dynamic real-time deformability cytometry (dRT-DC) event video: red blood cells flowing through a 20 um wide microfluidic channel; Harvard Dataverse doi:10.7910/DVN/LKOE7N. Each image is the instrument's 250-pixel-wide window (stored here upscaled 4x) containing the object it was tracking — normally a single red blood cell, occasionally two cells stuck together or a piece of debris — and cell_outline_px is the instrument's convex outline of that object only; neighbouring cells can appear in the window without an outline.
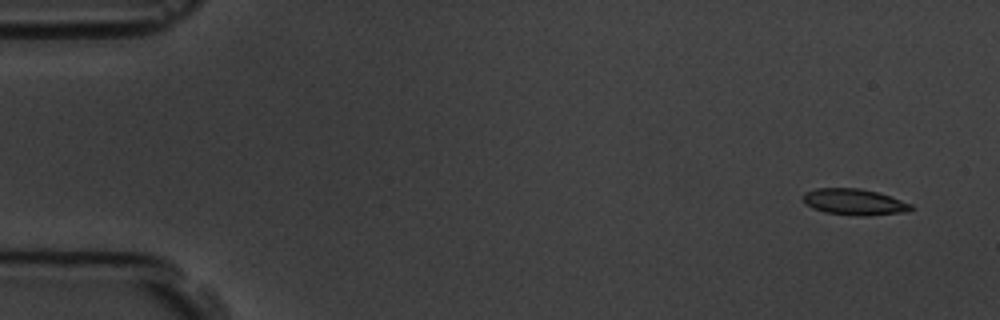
{"species": "common noctule bat (a hibernating species)", "species_latin": "Nyctalus noctula", "temperature_condition": "room temperature", "stored_images_in_passage": 5, "camera_frame_rate_fps": 3000, "um_per_image_px": 0.085, "animal": {"sex": "male", "body_mass_g": 19.5, "forearm_length_mm": 54.6}, "frame": {"image": 1, "passage_image": 1, "time_ms": 0.0, "image_size_px": [1000, 320], "cell_outline_px": [[912, 208], [908, 212], [868, 216], [860, 216], [824, 212], [812, 208], [804, 200], [804, 192], [816, 188], [860, 188], [876, 192], [912, 204]], "centroid_in_image_um": [72.62, 17.17], "position_along_channel_um": 12.4, "area_um2": 16.36}}